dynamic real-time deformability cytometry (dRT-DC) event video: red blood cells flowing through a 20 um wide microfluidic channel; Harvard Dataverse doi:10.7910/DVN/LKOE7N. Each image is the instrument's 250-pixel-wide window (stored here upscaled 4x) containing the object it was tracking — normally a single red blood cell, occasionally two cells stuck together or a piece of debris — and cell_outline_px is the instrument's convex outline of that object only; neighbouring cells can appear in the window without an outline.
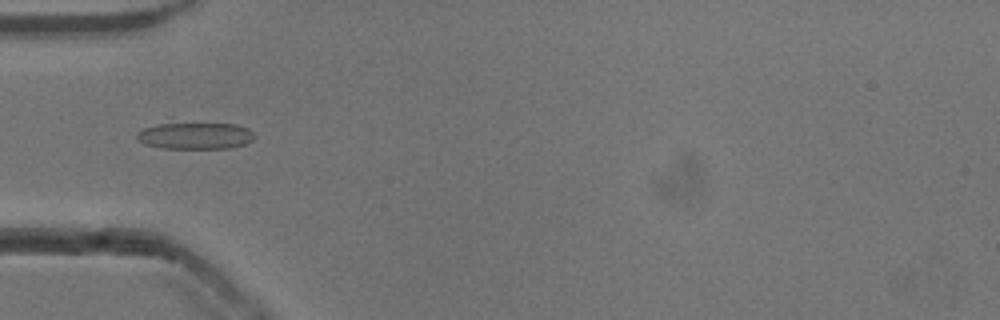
{"species": "common noctule bat (a hibernating species)", "species_latin": "Nyctalus noctula", "temperature_condition": "cold", "stored_images_in_passage": 50, "camera_frame_rate_fps": 3000, "um_per_image_px": 0.085, "animal": {"sex": "male", "body_mass_g": 13.3}, "frame": {"image": 1, "passage_image": 14, "time_ms": 4.333, "image_size_px": [1000, 320], "cell_outline_px": [[256, 136], [252, 140], [244, 144], [232, 148], [160, 148], [144, 144], [136, 136], [136, 132], [144, 128], [160, 124], [236, 124], [248, 128]], "centroid_in_image_um": [16.61, 11.55], "position_along_channel_um": 68.4, "area_um2": 18.09}}
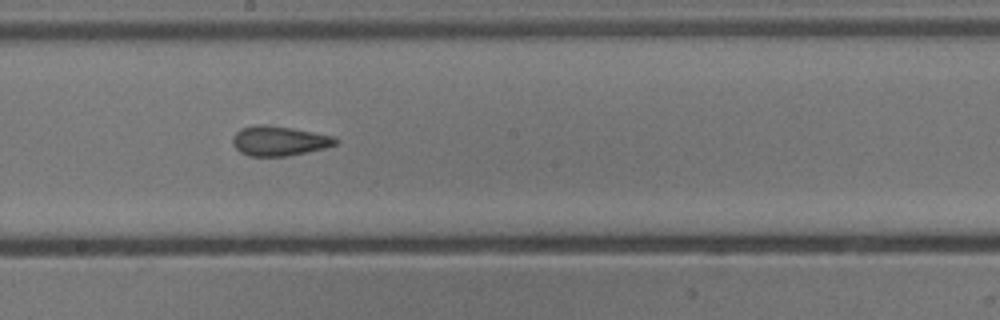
{"frame": {"image": 2, "passage_image": 26, "time_ms": 8.333, "image_size_px": [1000, 320], "cell_outline_px": [[340, 140], [336, 144], [324, 148], [288, 156], [248, 156], [240, 152], [232, 144], [232, 136], [240, 128], [256, 124], [264, 124], [292, 128], [332, 136]], "centroid_in_image_um": [23.68, 11.97], "position_along_channel_um": 224.5, "area_um2": 17.86}}
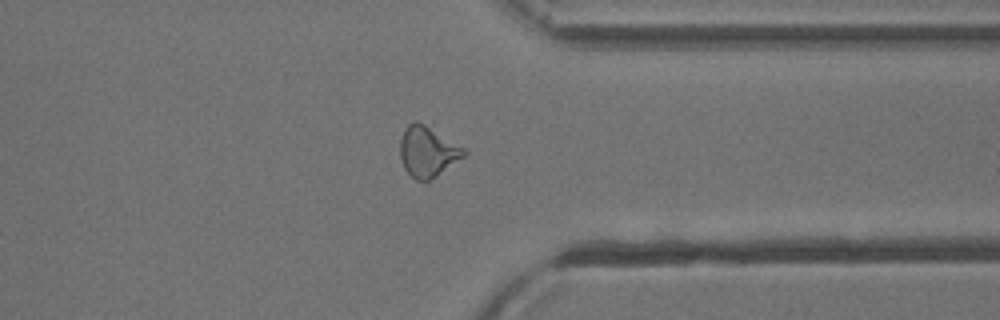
{"frame": {"image": 3, "passage_image": 38, "time_ms": 12.333, "image_size_px": [1000, 320], "cell_outline_px": [[468, 152], [464, 156], [436, 176], [428, 180], [416, 180], [404, 168], [400, 160], [400, 140], [404, 128], [408, 124], [416, 120], [432, 120], [464, 148]], "centroid_in_image_um": [36.38, 12.73], "position_along_channel_um": 375.0, "area_um2": 20.0}, "authors_computed_cell_mechanics": {"area_um2": 18.4671, "velocity_mm_per_s": 3.8693, "shape_relaxation_time_tau1_ms": 8.0796, "shape_relaxation_time_tau2_ms": 1.5781, "deformation_change_tau1": 0.18, "deformation_change_tau2": 0.0989}}